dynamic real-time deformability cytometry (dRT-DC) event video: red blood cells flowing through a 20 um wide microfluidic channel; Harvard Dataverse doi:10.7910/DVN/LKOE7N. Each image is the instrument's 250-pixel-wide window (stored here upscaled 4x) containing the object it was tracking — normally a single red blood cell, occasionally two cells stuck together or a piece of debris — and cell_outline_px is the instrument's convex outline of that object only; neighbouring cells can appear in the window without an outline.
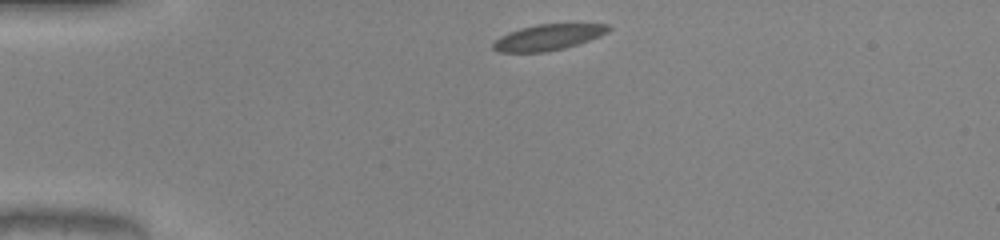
{"species": "common noctule bat (a hibernating species)", "species_latin": "Nyctalus noctula", "temperature_condition": "warm", "stored_images_in_passage": 41, "camera_frame_rate_fps": 3000, "um_per_image_px": 0.085, "animal": {"sex": "male", "body_mass_g": 20.0, "forearm_length_mm": 53.3}, "frame": {"image": 1, "passage_image": 1, "time_ms": 0.0, "image_size_px": [1000, 240], "cell_outline_px": [[612, 28], [608, 32], [600, 36], [564, 48], [544, 52], [496, 52], [492, 48], [492, 44], [500, 36], [508, 32], [520, 28], [536, 24], [608, 24]], "centroid_in_image_um": [46.56, 3.16], "position_along_channel_um": 38.4, "area_um2": 17.34}}
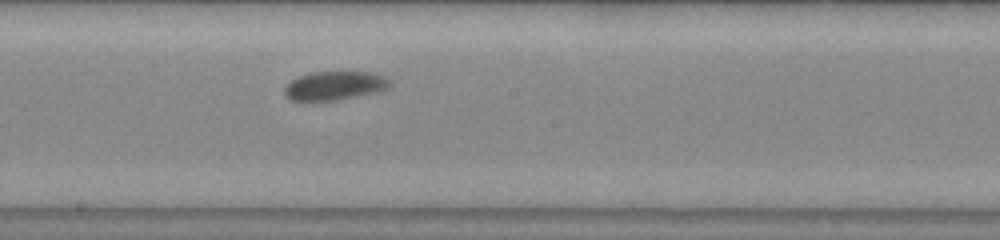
{"frame": {"image": 2, "passage_image": 18, "time_ms": 5.667, "image_size_px": [1000, 240], "cell_outline_px": [[392, 84], [388, 88], [376, 92], [336, 100], [288, 100], [284, 96], [284, 88], [292, 80], [308, 72], [368, 72], [384, 76]], "centroid_in_image_um": [28.42, 7.28], "position_along_channel_um": 219.8, "area_um2": 17.51}}
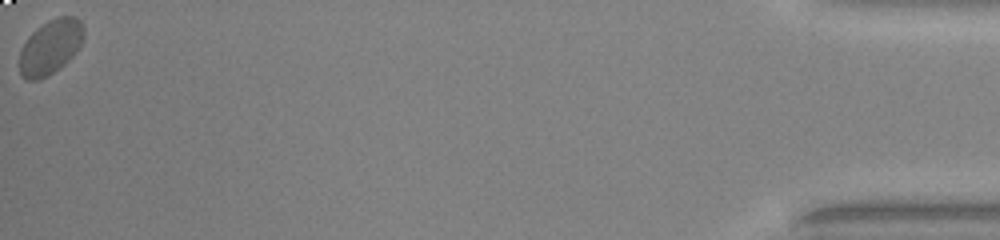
{"frame": {"image": 3, "passage_image": 41, "time_ms": 13.333, "image_size_px": [1000, 240], "cell_outline_px": [[84, 36], [80, 44], [72, 56], [64, 64], [48, 76], [36, 80], [28, 80], [20, 72], [20, 48], [28, 36], [36, 28], [48, 20], [60, 16], [76, 16], [84, 24]], "centroid_in_image_um": [4.29, 3.96], "position_along_channel_um": 430.9, "area_um2": 20.46}, "authors_computed_cell_mechanics": {"area_um2": 18.4382, "velocity_mm_per_s": 3.967, "shape_relaxation_time_tau1_ms": 2.2541, "shape_relaxation_time_tau2_ms": null, "deformation_change_tau1": 0.0757, "deformation_change_tau2": null}}